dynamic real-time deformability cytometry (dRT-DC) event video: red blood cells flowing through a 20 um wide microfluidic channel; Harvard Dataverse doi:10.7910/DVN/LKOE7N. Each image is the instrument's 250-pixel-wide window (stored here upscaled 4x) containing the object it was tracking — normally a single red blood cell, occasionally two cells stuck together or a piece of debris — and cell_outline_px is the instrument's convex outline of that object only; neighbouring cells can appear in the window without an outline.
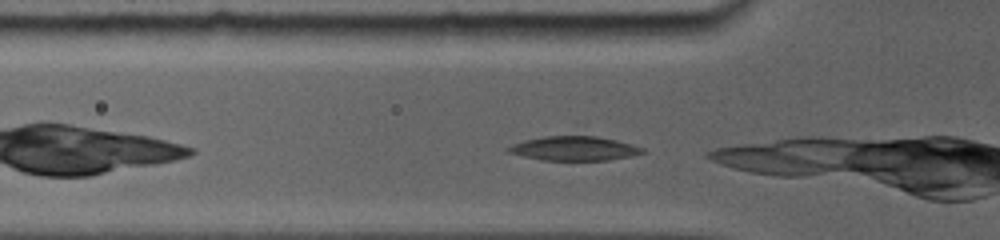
{"species": "common noctule bat (a hibernating species)", "species_latin": "Nyctalus noctula", "temperature_condition": "room temperature", "stored_images_in_passage": 41, "camera_frame_rate_fps": 5000, "um_per_image_px": 0.085, "animal": {"sex": "female", "body_mass_g": 19.0, "forearm_length_mm": 56.7}, "frame": {"image": 1, "passage_image": 2, "time_ms": 0.2, "image_size_px": [1000, 240], "cell_outline_px": [[644, 152], [628, 156], [608, 160], [544, 160], [524, 156], [508, 152], [504, 148], [512, 144], [524, 140], [544, 136], [596, 136], [616, 140], [632, 144], [644, 148]], "centroid_in_image_um": [48.77, 12.61], "position_along_channel_um": 77.0, "area_um2": 18.79}}
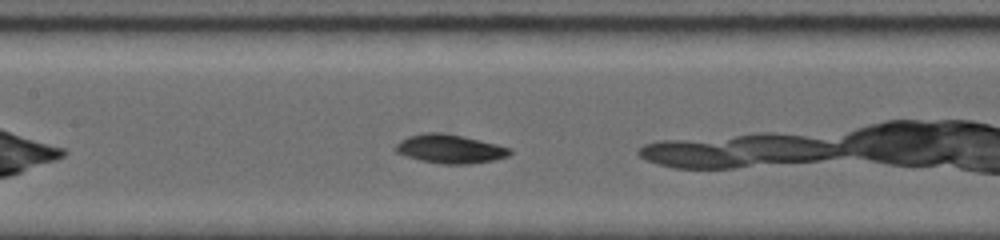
{"frame": {"image": 2, "passage_image": 12, "time_ms": 2.6, "image_size_px": [1000, 240], "cell_outline_px": [[512, 152], [508, 156], [492, 160], [472, 164], [444, 164], [420, 160], [404, 156], [396, 152], [392, 148], [400, 140], [408, 136], [424, 132], [444, 132], [464, 136], [512, 148]], "centroid_in_image_um": [38.21, 12.64], "position_along_channel_um": 169.2, "area_um2": 19.42}}
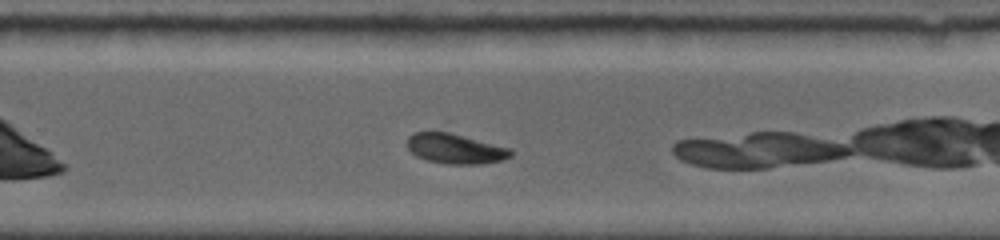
{"frame": {"image": 3, "passage_image": 25, "time_ms": 5.8, "image_size_px": [1000, 240], "cell_outline_px": [[512, 156], [504, 160], [484, 164], [448, 164], [428, 160], [416, 156], [408, 148], [408, 136], [416, 132], [448, 132], [512, 148]], "centroid_in_image_um": [38.75, 12.65], "position_along_channel_um": 291.0, "area_um2": 18.09}}